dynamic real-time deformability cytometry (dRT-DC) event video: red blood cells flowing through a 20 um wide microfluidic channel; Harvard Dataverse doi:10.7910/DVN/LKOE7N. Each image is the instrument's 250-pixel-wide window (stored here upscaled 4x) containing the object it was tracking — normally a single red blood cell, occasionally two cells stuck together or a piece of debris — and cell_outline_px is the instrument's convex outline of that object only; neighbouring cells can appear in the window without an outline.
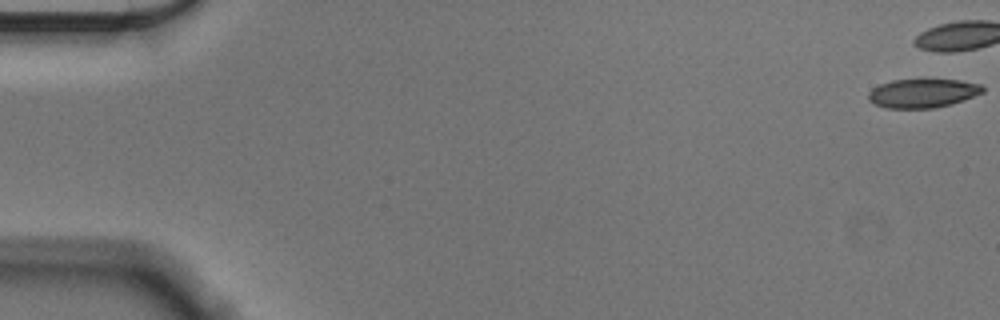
{"species": "Egyptian fruit bat (a non-hibernating species)", "species_latin": "Rousettus aegyptiacus", "temperature_condition": "cold", "stored_images_in_passage": 44, "camera_frame_rate_fps": 3000, "um_per_image_px": 0.085, "animal": {"sex": "male"}, "frame": {"image": 1, "passage_image": 1, "time_ms": 0.0, "image_size_px": [1000, 320], "cell_outline_px": [[984, 92], [952, 104], [932, 108], [888, 108], [876, 104], [868, 100], [868, 92], [872, 88], [880, 84], [892, 80], [960, 80], [980, 84], [984, 88]], "centroid_in_image_um": [78.42, 7.92], "position_along_channel_um": 6.6, "area_um2": 19.07}}